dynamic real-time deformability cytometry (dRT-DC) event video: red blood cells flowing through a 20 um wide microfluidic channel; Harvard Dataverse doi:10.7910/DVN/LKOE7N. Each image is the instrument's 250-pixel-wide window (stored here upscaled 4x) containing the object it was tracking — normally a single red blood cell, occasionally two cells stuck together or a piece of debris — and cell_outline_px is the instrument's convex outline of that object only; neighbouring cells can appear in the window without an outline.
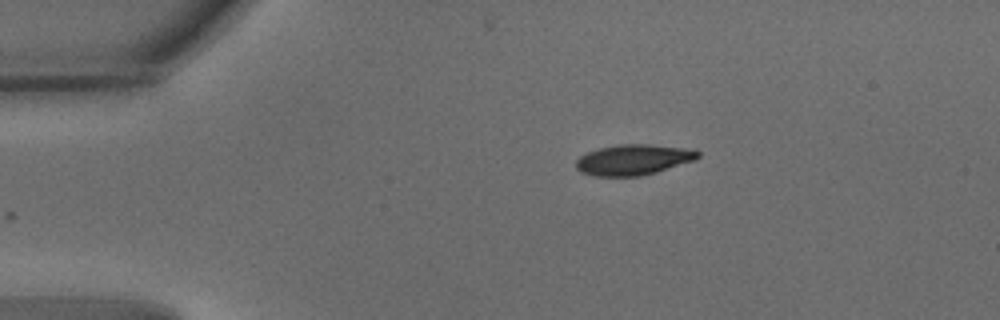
{"species": "common noctule bat (a hibernating species)", "species_latin": "Nyctalus noctula", "temperature_condition": "warm", "stored_images_in_passage": 36, "camera_frame_rate_fps": 3000, "um_per_image_px": 0.085, "animal": {"sex": "male", "body_mass_g": 15.6}, "frame": {"image": 1, "passage_image": 1, "time_ms": 0.0, "image_size_px": [1000, 320], "cell_outline_px": [[700, 156], [696, 160], [656, 172], [640, 176], [592, 176], [580, 172], [576, 168], [576, 160], [580, 156], [588, 152], [600, 148], [620, 144], [652, 144], [696, 148], [700, 152]], "centroid_in_image_um": [53.9, 13.56], "position_along_channel_um": 31.1, "area_um2": 22.08}}
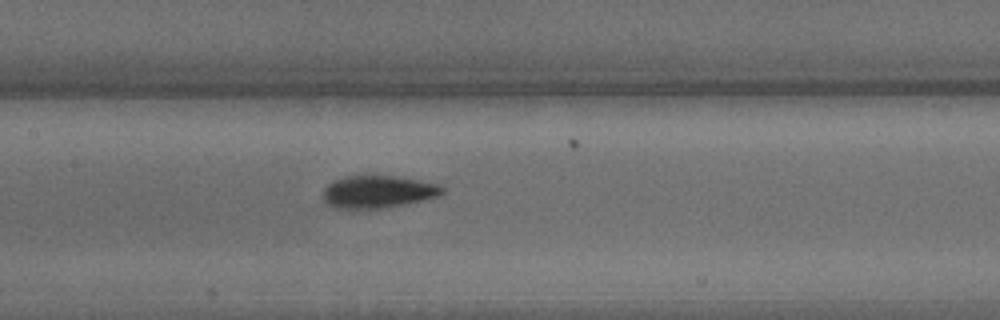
{"frame": {"image": 2, "passage_image": 17, "time_ms": 5.333, "image_size_px": [1000, 320], "cell_outline_px": [[444, 192], [436, 196], [420, 200], [380, 208], [332, 208], [324, 200], [324, 188], [328, 184], [344, 176], [396, 176], [420, 180], [436, 184], [444, 188]], "centroid_in_image_um": [32.09, 16.29], "position_along_channel_um": 175.3, "area_um2": 22.02}}
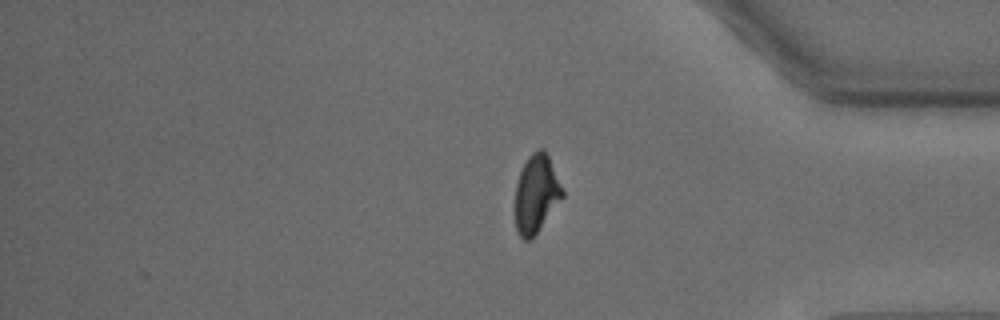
{"frame": {"image": 3, "passage_image": 36, "time_ms": 11.667, "image_size_px": [1000, 320], "cell_outline_px": [[564, 196], [532, 240], [524, 240], [520, 236], [516, 228], [512, 208], [516, 184], [520, 172], [528, 156], [536, 148], [544, 148], [548, 152], [564, 188]], "centroid_in_image_um": [45.57, 16.46], "position_along_channel_um": 389.6, "area_um2": 22.54}, "authors_computed_cell_mechanics": {"area_um2": 22.5998, "velocity_mm_per_s": 3.6714, "shape_relaxation_time_tau1_ms": 3.5132, "shape_relaxation_time_tau2_ms": 1.958, "deformation_change_tau1": 0.1605, "deformation_change_tau2": 0.0771}}